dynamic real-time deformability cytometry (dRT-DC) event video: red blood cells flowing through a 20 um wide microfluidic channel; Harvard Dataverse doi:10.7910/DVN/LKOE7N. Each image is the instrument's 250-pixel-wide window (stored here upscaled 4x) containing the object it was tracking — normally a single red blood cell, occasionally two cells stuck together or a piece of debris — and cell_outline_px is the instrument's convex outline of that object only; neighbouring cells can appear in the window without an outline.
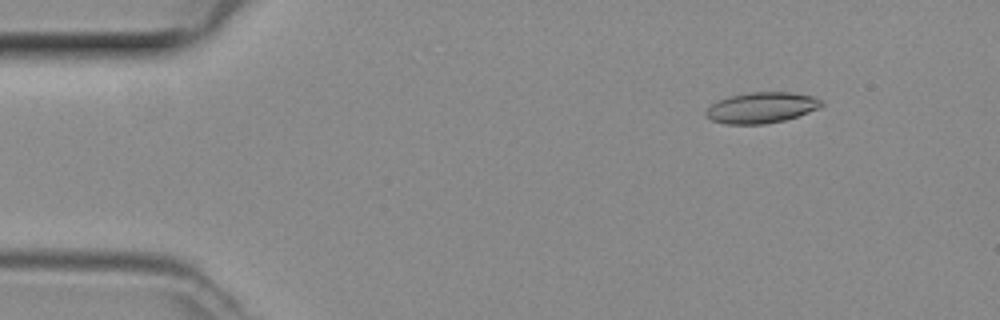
{"species": "common noctule bat (a hibernating species)", "species_latin": "Nyctalus noctula", "temperature_condition": "room temperature", "stored_images_in_passage": 32, "camera_frame_rate_fps": 3000, "um_per_image_px": 0.085, "animal": {"sex": "female", "body_mass_g": 29.2, "forearm_length_mm": 56.3}, "frame": {"image": 1, "passage_image": 4, "time_ms": 1.0, "image_size_px": [1000, 320], "cell_outline_px": [[824, 104], [808, 112], [784, 120], [764, 124], [724, 124], [712, 120], [704, 112], [712, 104], [728, 96], [748, 92], [788, 92], [812, 96], [820, 100]], "centroid_in_image_um": [64.69, 9.15], "position_along_channel_um": 20.3, "area_um2": 20.46}}
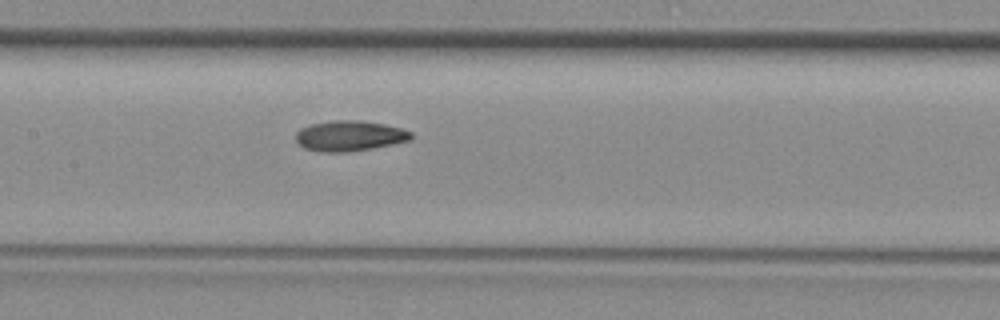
{"frame": {"image": 2, "passage_image": 21, "time_ms": 6.667, "image_size_px": [1000, 320], "cell_outline_px": [[412, 136], [408, 140], [392, 144], [372, 148], [344, 152], [324, 152], [304, 148], [296, 140], [296, 132], [300, 128], [312, 124], [332, 120], [360, 120], [384, 124], [400, 128], [412, 132]], "centroid_in_image_um": [29.69, 11.54], "position_along_channel_um": 177.7, "area_um2": 20.23}}
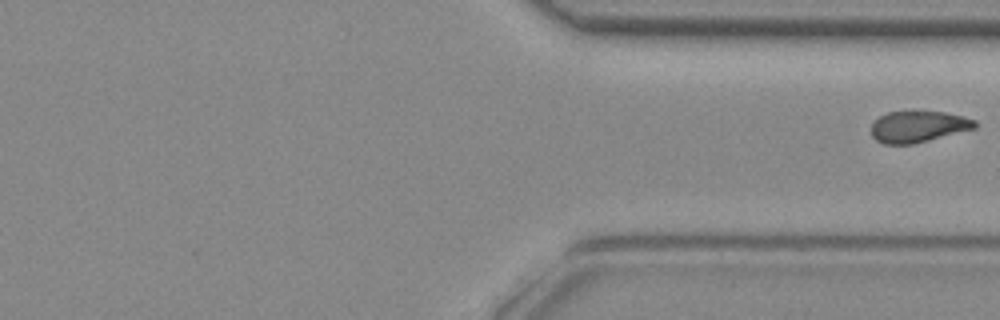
{"frame": {"image": 3, "passage_image": 32, "time_ms": 10.333, "image_size_px": [1000, 320], "cell_outline_px": [[976, 128], [912, 144], [884, 144], [876, 140], [872, 136], [872, 124], [880, 116], [888, 112], [944, 112], [964, 116], [976, 120]], "centroid_in_image_um": [78.06, 10.76], "position_along_channel_um": 333.3, "area_um2": 18.67}}